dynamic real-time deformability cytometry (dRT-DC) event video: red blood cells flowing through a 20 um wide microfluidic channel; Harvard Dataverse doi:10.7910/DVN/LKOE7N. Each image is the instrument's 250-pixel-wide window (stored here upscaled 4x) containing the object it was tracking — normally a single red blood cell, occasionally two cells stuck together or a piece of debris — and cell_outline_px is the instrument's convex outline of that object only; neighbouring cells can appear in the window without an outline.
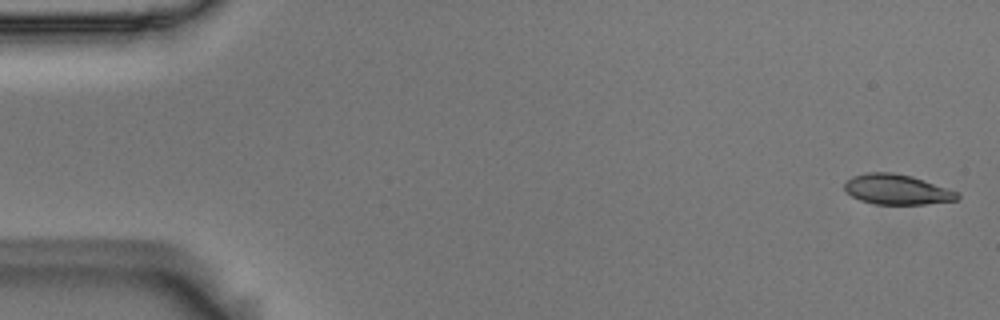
{"species": "Egyptian fruit bat (a non-hibernating species)", "species_latin": "Rousettus aegyptiacus", "temperature_condition": "room temperature", "stored_images_in_passage": 55, "camera_frame_rate_fps": 3000, "um_per_image_px": 0.085, "animal": {"sex": "male"}, "frame": {"image": 1, "passage_image": 2, "time_ms": 0.333, "image_size_px": [1000, 320], "cell_outline_px": [[960, 196], [956, 200], [924, 204], [876, 204], [860, 200], [852, 196], [844, 188], [844, 184], [852, 176], [868, 172], [892, 172], [912, 176], [956, 192]], "centroid_in_image_um": [76.19, 16.1], "position_along_channel_um": 8.8, "area_um2": 19.48}}
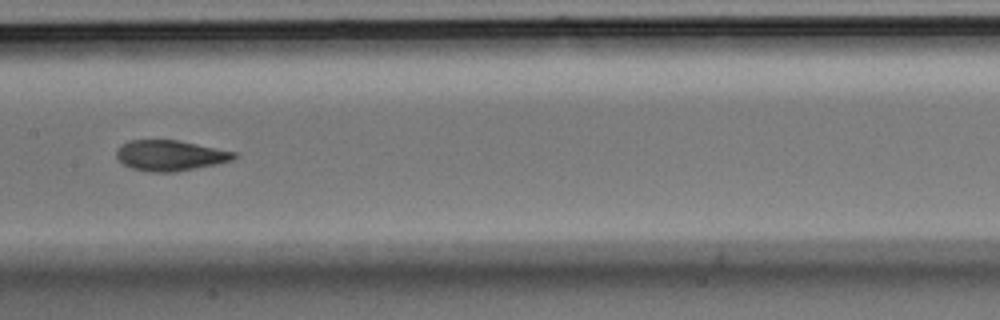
{"frame": {"image": 2, "passage_image": 28, "time_ms": 9.0, "image_size_px": [1000, 320], "cell_outline_px": [[236, 156], [232, 160], [216, 164], [196, 168], [172, 172], [148, 172], [132, 168], [124, 164], [116, 156], [116, 148], [128, 140], [176, 140], [236, 152]], "centroid_in_image_um": [14.43, 13.21], "position_along_channel_um": 193.0, "area_um2": 20.75}}
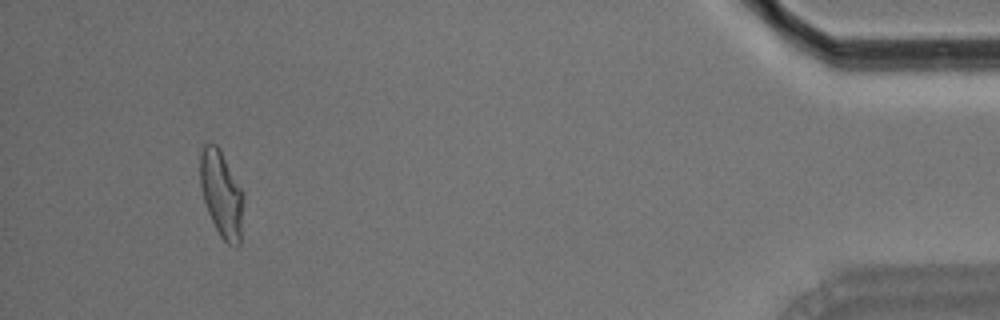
{"frame": {"image": 3, "passage_image": 52, "time_ms": 17.0, "image_size_px": [1000, 320], "cell_outline_px": [[244, 200], [240, 244], [236, 248], [228, 244], [220, 236], [208, 212], [204, 200], [200, 184], [200, 156], [204, 144], [216, 144], [220, 148], [244, 192]], "centroid_in_image_um": [18.86, 16.5], "position_along_channel_um": 416.3, "area_um2": 22.02}, "authors_computed_cell_mechanics": {"area_um2": 21.1548, "velocity_mm_per_s": 3.657, "shape_relaxation_time_tau1_ms": 6.6384, "shape_relaxation_time_tau2_ms": 1.3424, "deformation_change_tau1": 0.2001, "deformation_change_tau2": 0.0716}}